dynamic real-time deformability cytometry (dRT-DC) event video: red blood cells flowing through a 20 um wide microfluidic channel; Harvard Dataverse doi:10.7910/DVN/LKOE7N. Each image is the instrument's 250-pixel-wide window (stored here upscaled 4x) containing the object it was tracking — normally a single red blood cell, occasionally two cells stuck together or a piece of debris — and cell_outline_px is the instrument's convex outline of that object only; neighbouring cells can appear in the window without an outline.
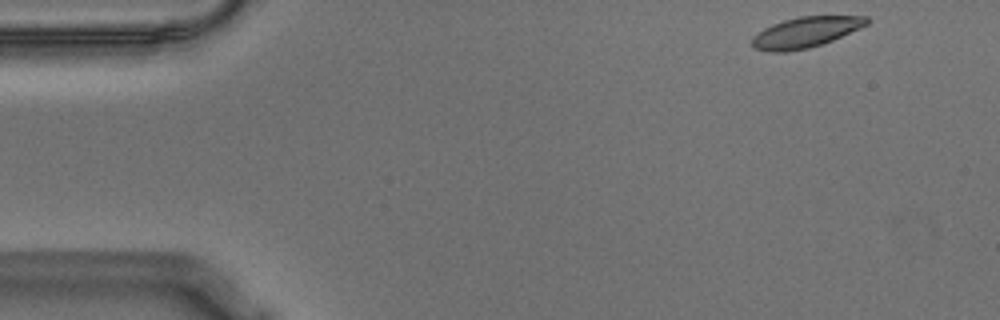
{"species": "Egyptian fruit bat (a non-hibernating species)", "species_latin": "Rousettus aegyptiacus", "temperature_condition": "warm", "stored_images_in_passage": 53, "camera_frame_rate_fps": 3000, "um_per_image_px": 0.085, "animal": {"sex": "male"}, "frame": {"image": 1, "passage_image": 1, "time_ms": 0.0, "image_size_px": [1000, 320], "cell_outline_px": [[872, 20], [868, 24], [824, 44], [808, 48], [784, 52], [768, 52], [752, 48], [752, 36], [764, 28], [772, 24], [784, 20], [800, 16], [868, 16]], "centroid_in_image_um": [68.47, 2.75], "position_along_channel_um": 16.5, "area_um2": 20.58}}
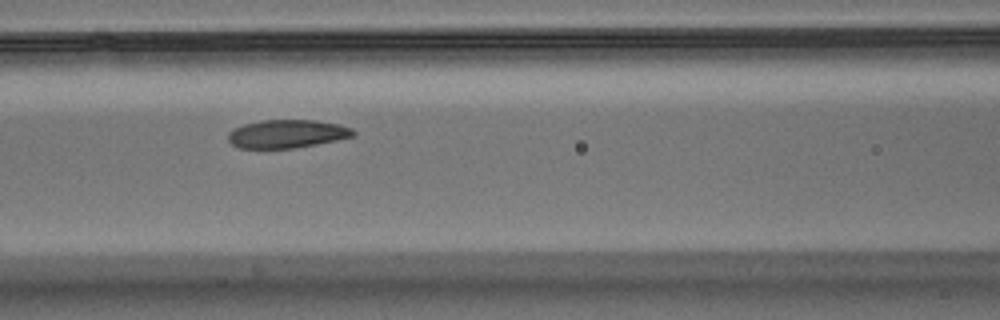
{"frame": {"image": 2, "passage_image": 20, "time_ms": 6.333, "image_size_px": [1000, 320], "cell_outline_px": [[356, 136], [316, 144], [292, 148], [236, 148], [228, 140], [228, 132], [244, 124], [260, 120], [316, 120], [336, 124], [352, 128], [356, 132]], "centroid_in_image_um": [24.39, 11.37], "position_along_channel_um": 142.2, "area_um2": 20.58}}
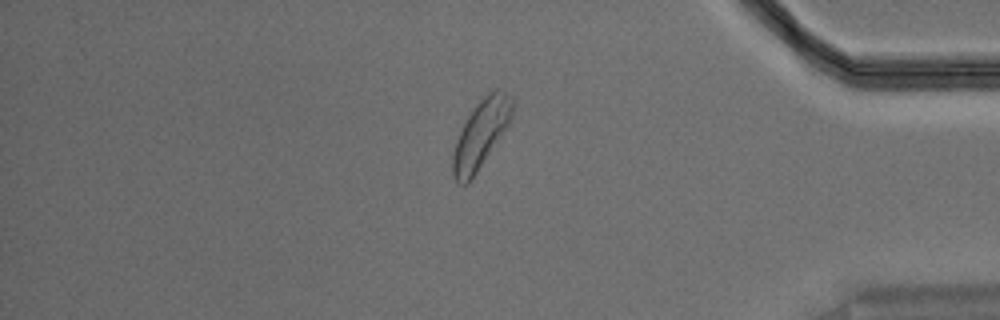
{"frame": {"image": 3, "passage_image": 44, "time_ms": 14.333, "image_size_px": [1000, 320], "cell_outline_px": [[512, 116], [508, 124], [472, 180], [468, 184], [460, 184], [452, 176], [452, 156], [456, 140], [472, 108], [480, 96], [496, 88], [504, 88], [512, 96]], "centroid_in_image_um": [40.87, 11.35], "position_along_channel_um": 394.3, "area_um2": 23.76}, "authors_computed_cell_mechanics": {"area_um2": 21.6172, "velocity_mm_per_s": 3.5275, "shape_relaxation_time_tau1_ms": 3.3475, "shape_relaxation_time_tau2_ms": 2.3768, "deformation_change_tau1": 0.1153, "deformation_change_tau2": 0.0842}}